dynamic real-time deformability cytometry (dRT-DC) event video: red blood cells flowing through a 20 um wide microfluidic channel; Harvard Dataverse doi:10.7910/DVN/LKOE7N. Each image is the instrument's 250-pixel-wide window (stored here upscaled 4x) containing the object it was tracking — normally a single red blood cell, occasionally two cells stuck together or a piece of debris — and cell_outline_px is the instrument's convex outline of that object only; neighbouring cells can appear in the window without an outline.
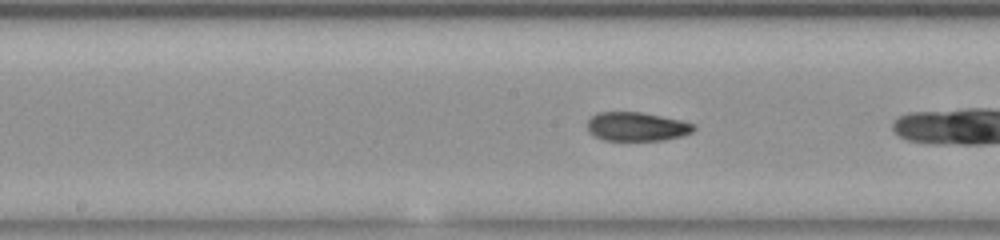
{"species": "common noctule bat (a hibernating species)", "species_latin": "Nyctalus noctula", "temperature_condition": "room temperature", "stored_images_in_passage": 19, "camera_frame_rate_fps": 3000, "um_per_image_px": 0.085, "animal": {"sex": "female", "body_mass_g": 23.0, "forearm_length_mm": 53.4}, "frame": {"image": 1, "passage_image": 11, "time_ms": 3.333, "image_size_px": [1000, 240], "cell_outline_px": [[696, 128], [692, 132], [680, 136], [664, 140], [604, 140], [592, 136], [588, 132], [588, 120], [596, 112], [640, 112], [684, 120], [696, 124]], "centroid_in_image_um": [54.13, 10.75], "position_along_channel_um": 194.1, "area_um2": 18.09}}